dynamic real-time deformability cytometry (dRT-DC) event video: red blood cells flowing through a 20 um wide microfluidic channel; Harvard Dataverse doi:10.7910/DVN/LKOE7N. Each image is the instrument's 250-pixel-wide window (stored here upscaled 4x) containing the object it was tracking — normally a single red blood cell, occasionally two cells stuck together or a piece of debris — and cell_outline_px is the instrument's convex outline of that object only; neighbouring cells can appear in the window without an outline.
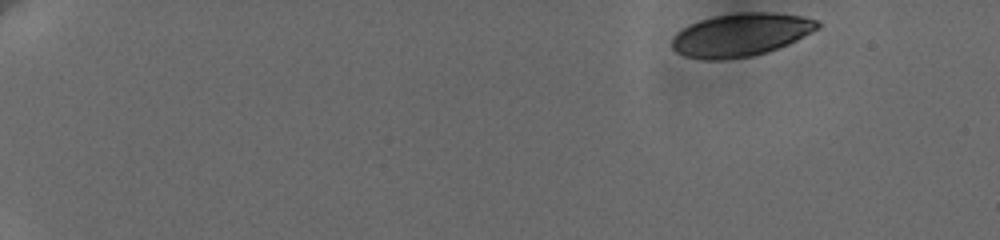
{"species": "human", "species_latin": "Homo sapiens", "temperature_condition": "cold", "stored_images_in_passage": 52, "camera_frame_rate_fps": 3000, "um_per_image_px": 0.085, "donor": {"sex": "female"}, "frame": {"image": 1, "passage_image": 1, "time_ms": 0.0, "image_size_px": [1000, 240], "cell_outline_px": [[820, 28], [788, 44], [752, 56], [716, 60], [704, 60], [684, 56], [676, 52], [672, 48], [672, 36], [676, 32], [700, 20], [716, 16], [744, 12], [772, 12], [800, 16], [820, 20]], "centroid_in_image_um": [62.97, 2.96], "position_along_channel_um": 22.0, "area_um2": 36.3}}
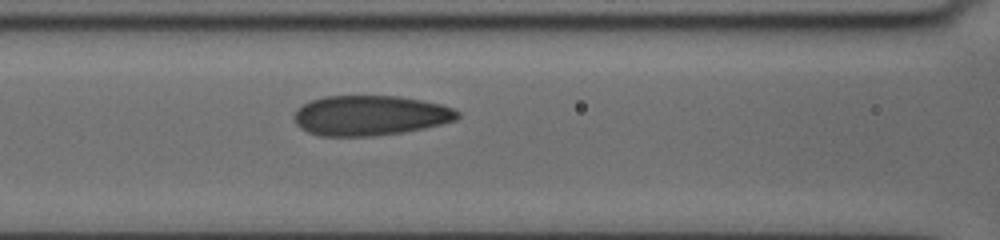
{"frame": {"image": 2, "passage_image": 32, "time_ms": 7.333, "image_size_px": [1000, 240], "cell_outline_px": [[460, 116], [456, 120], [424, 128], [404, 132], [372, 136], [320, 136], [308, 132], [300, 128], [296, 124], [292, 116], [304, 104], [312, 100], [324, 96], [400, 96], [440, 104], [452, 108], [460, 112]], "centroid_in_image_um": [31.46, 9.82], "position_along_channel_um": 135.1, "area_um2": 38.09}}
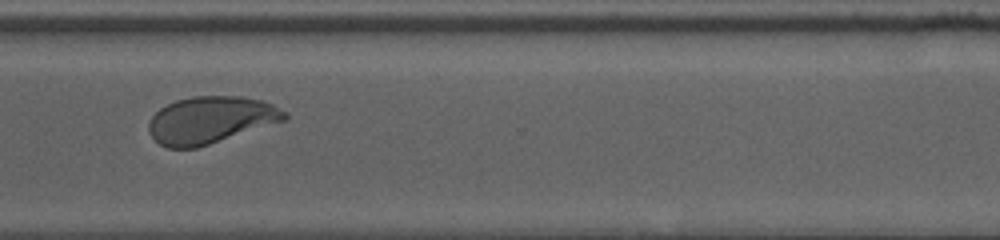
{"frame": {"image": 3, "passage_image": 51, "time_ms": 13.333, "image_size_px": [1000, 240], "cell_outline_px": [[288, 116], [284, 120], [196, 148], [168, 148], [160, 144], [148, 132], [148, 124], [152, 116], [160, 108], [176, 100], [192, 96], [240, 96], [260, 100], [272, 104], [288, 112]], "centroid_in_image_um": [17.87, 10.19], "position_along_channel_um": 352.7, "area_um2": 36.88}}